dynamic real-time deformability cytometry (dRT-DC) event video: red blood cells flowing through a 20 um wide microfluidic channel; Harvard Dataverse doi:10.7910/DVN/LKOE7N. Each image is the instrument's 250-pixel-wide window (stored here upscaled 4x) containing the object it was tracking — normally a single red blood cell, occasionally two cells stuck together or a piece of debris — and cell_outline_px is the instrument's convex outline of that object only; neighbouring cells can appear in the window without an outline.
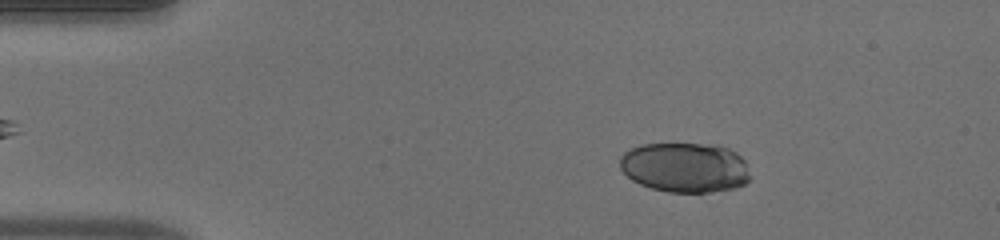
{"species": "human", "species_latin": "Homo sapiens", "temperature_condition": "warm", "stored_images_in_passage": 51, "camera_frame_rate_fps": 3000, "um_per_image_px": 0.085, "donor": {"sex": "male"}, "frame": {"image": 1, "passage_image": 8, "time_ms": 2.333, "image_size_px": [1000, 240], "cell_outline_px": [[752, 176], [744, 184], [736, 188], [712, 192], [668, 192], [652, 188], [640, 184], [632, 180], [620, 168], [620, 156], [624, 152], [640, 144], [716, 144], [728, 148], [736, 152], [744, 160]], "centroid_in_image_um": [58.25, 14.23], "position_along_channel_um": 26.8, "area_um2": 38.15}}
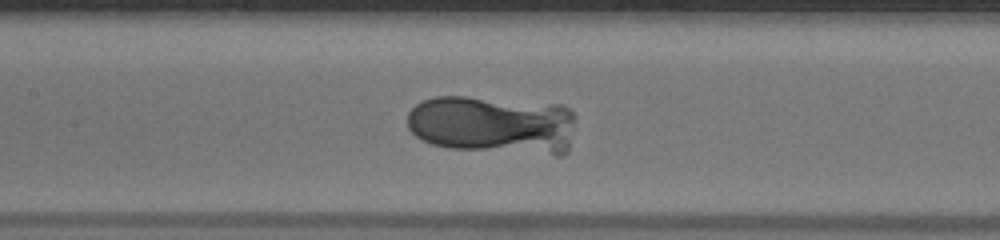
{"frame": {"image": 2, "passage_image": 24, "time_ms": 7.667, "image_size_px": [1000, 240], "cell_outline_px": [[576, 116], [568, 152], [564, 156], [556, 156], [448, 148], [432, 144], [420, 140], [408, 128], [408, 112], [416, 104], [424, 100], [436, 96], [464, 96], [564, 104]], "centroid_in_image_um": [41.95, 10.62], "position_along_channel_um": 165.4, "area_um2": 58.78}}
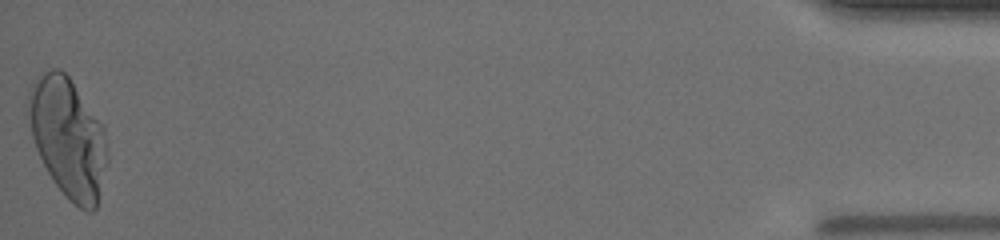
{"frame": {"image": 3, "passage_image": 51, "time_ms": 16.667, "image_size_px": [1000, 240], "cell_outline_px": [[108, 160], [96, 208], [92, 212], [88, 212], [72, 204], [68, 200], [56, 184], [48, 172], [36, 148], [32, 136], [28, 112], [28, 92], [32, 84], [44, 72], [52, 68], [60, 68], [68, 76], [104, 124], [108, 156]], "centroid_in_image_um": [5.81, 11.71], "position_along_channel_um": 429.4, "area_um2": 55.03}}